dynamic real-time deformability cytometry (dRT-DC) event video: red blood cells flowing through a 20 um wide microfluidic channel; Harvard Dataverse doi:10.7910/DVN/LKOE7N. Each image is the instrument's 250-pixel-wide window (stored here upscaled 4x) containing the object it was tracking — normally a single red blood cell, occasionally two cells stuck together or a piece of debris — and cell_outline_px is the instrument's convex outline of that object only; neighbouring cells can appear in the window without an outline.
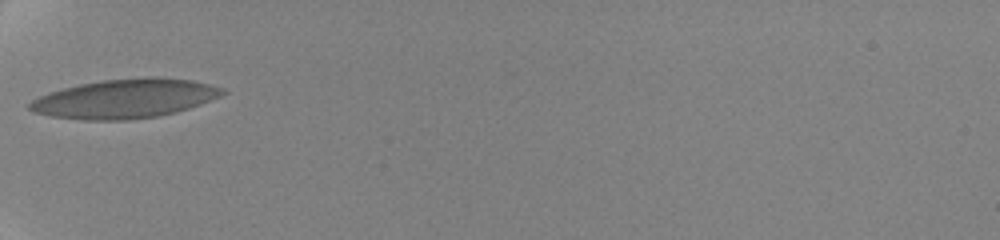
{"species": "human", "species_latin": "Homo sapiens", "temperature_condition": "cold", "stored_images_in_passage": 25, "camera_frame_rate_fps": 3000, "um_per_image_px": 0.085, "donor": {"sex": "female"}, "frame": {"image": 1, "passage_image": 1, "time_ms": 0.0, "image_size_px": [1000, 240], "cell_outline_px": [[228, 92], [220, 96], [200, 104], [176, 112], [160, 116], [128, 120], [84, 120], [52, 116], [32, 112], [28, 108], [28, 104], [32, 100], [48, 92], [80, 84], [104, 80], [148, 76], [156, 76], [192, 80], [224, 88]], "centroid_in_image_um": [10.63, 8.38], "position_along_channel_um": 74.4, "area_um2": 44.04}}
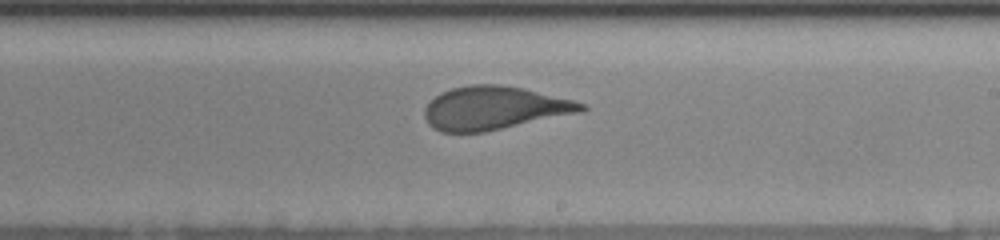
{"frame": {"image": 2, "passage_image": 12, "time_ms": 5.0, "image_size_px": [1000, 240], "cell_outline_px": [[588, 108], [584, 112], [484, 132], [440, 132], [432, 128], [428, 124], [424, 116], [424, 108], [440, 92], [452, 88], [472, 84], [500, 84], [524, 88], [572, 100], [584, 104]], "centroid_in_image_um": [42.01, 9.19], "position_along_channel_um": 247.0, "area_um2": 39.71}}
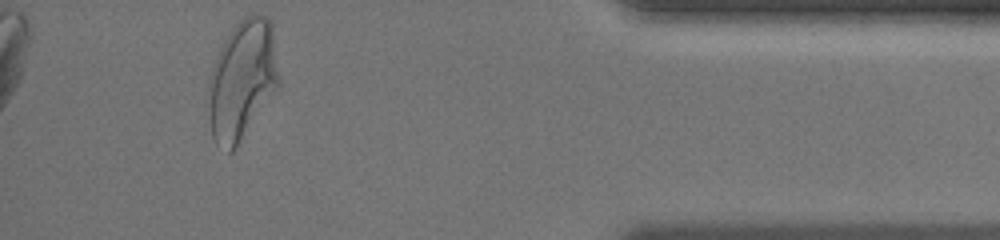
{"frame": {"image": 3, "passage_image": 23, "time_ms": 10.667, "image_size_px": [1000, 240], "cell_outline_px": [[280, 84], [236, 148], [232, 152], [228, 152], [216, 144], [212, 136], [208, 80], [212, 64], [224, 40], [232, 28], [244, 16], [256, 12], [264, 16], [272, 24], [280, 80]], "centroid_in_image_um": [20.59, 6.76], "position_along_channel_um": 414.6, "area_um2": 48.96}, "authors_computed_cell_mechanics": {"area_um2": 40.5178, "velocity_mm_per_s": 3.5292, "shape_relaxation_time_tau1_ms": 7.3416, "shape_relaxation_time_tau2_ms": null, "deformation_change_tau1": 0.1883, "deformation_change_tau2": null}}